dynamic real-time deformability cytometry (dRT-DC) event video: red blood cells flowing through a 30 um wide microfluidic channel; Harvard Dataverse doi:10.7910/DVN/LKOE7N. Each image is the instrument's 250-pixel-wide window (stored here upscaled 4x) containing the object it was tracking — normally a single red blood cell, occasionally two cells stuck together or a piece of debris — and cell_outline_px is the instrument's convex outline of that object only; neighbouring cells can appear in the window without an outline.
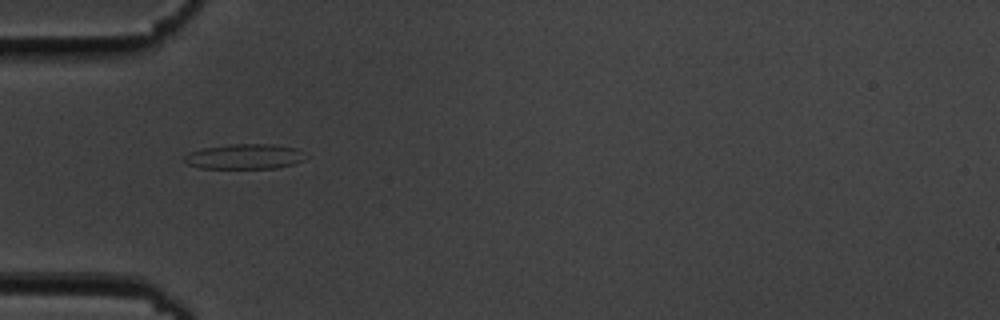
{"species": "common noctule bat (a hibernating species)", "species_latin": "Nyctalus noctula", "temperature_condition": "cold", "stored_images_in_passage": 39, "camera_frame_rate_fps": 3000, "um_per_image_px": 0.085, "animal": {"sex": "male", "body_mass_g": 19.5, "forearm_length_mm": 54.6}, "frame": {"image": 1, "passage_image": 1, "time_ms": 0.0, "image_size_px": [1000, 320], "cell_outline_px": [[308, 156], [304, 160], [292, 164], [276, 168], [200, 168], [188, 164], [184, 160], [184, 156], [192, 152], [204, 148], [232, 144], [272, 144], [296, 148]], "centroid_in_image_um": [20.83, 13.31], "position_along_channel_um": 64.2, "area_um2": 17.57}}
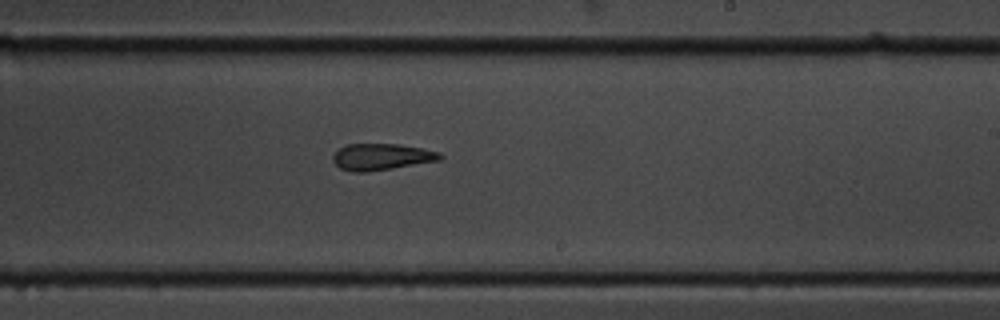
{"frame": {"image": 2, "passage_image": 17, "time_ms": 5.333, "image_size_px": [1000, 320], "cell_outline_px": [[444, 156], [440, 160], [368, 172], [352, 172], [340, 168], [332, 160], [332, 156], [340, 148], [348, 144], [400, 144], [440, 152]], "centroid_in_image_um": [32.42, 13.33], "position_along_channel_um": 256.6, "area_um2": 16.47}}
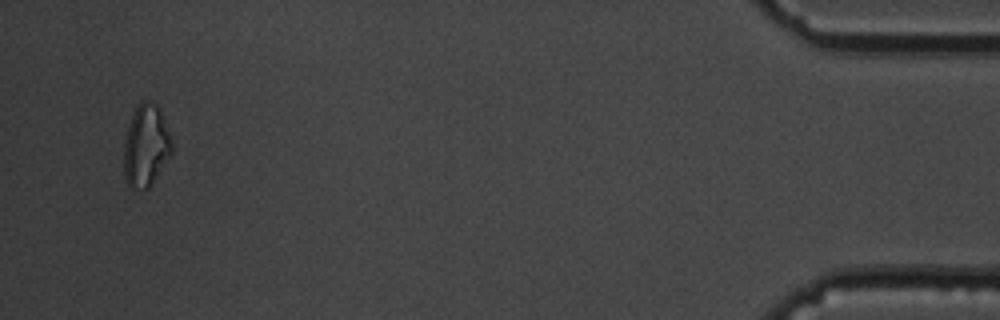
{"frame": {"image": 3, "passage_image": 37, "time_ms": 12.0, "image_size_px": [1000, 320], "cell_outline_px": [[172, 152], [148, 188], [132, 192], [128, 188], [124, 176], [124, 140], [128, 124], [132, 112], [136, 104], [140, 100], [148, 100], [156, 104], [160, 108], [172, 144]], "centroid_in_image_um": [12.35, 12.38], "position_along_channel_um": 422.8, "area_um2": 23.24}, "authors_computed_cell_mechanics": {"area_um2": 17.2244, "velocity_mm_per_s": 3.6377, "shape_relaxation_time_tau1_ms": null, "shape_relaxation_time_tau2_ms": 3.7481, "deformation_change_tau1": null, "deformation_change_tau2": 0.1191}}